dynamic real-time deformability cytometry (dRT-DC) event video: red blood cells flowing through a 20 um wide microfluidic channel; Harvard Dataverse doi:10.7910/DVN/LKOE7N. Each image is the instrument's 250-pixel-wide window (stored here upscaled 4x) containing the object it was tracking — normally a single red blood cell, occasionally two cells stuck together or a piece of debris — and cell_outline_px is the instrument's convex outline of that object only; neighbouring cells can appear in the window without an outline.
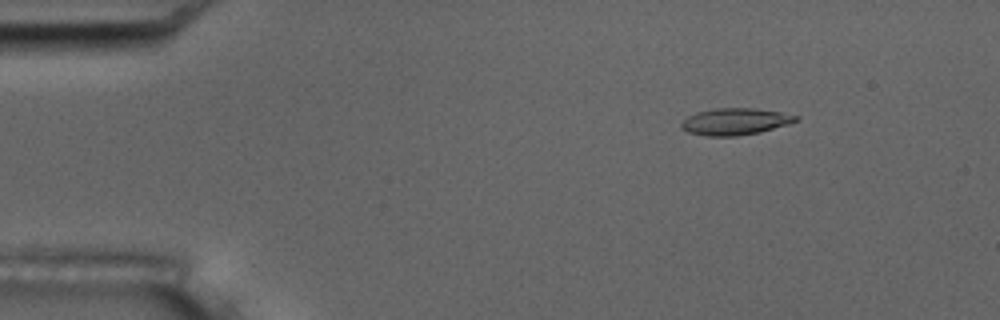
{"species": "common noctule bat (a hibernating species)", "species_latin": "Nyctalus noctula", "temperature_condition": "room temperature", "stored_images_in_passage": 55, "camera_frame_rate_fps": 3000, "um_per_image_px": 0.085, "animal": {"sex": "male", "body_mass_g": 17.5, "forearm_length_mm": 52.3}, "frame": {"image": 1, "passage_image": 8, "time_ms": 2.333, "image_size_px": [1000, 320], "cell_outline_px": [[800, 120], [788, 124], [760, 132], [736, 136], [708, 136], [688, 132], [680, 128], [680, 124], [688, 116], [696, 112], [716, 108], [752, 108], [780, 112], [800, 116]], "centroid_in_image_um": [62.49, 10.33], "position_along_channel_um": 22.5, "area_um2": 17.86}}
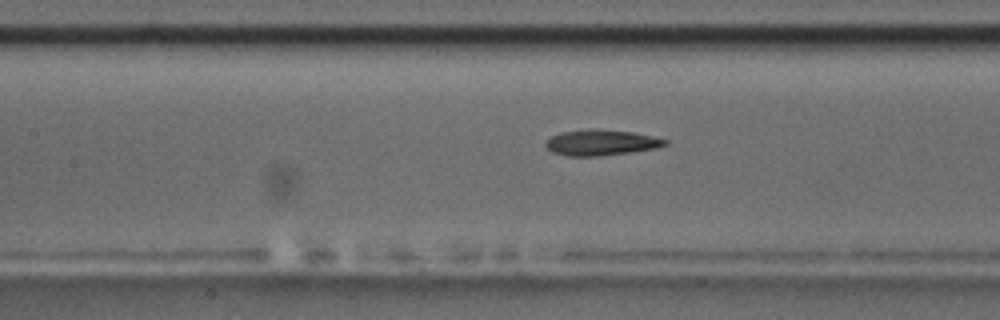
{"frame": {"image": 2, "passage_image": 25, "time_ms": 8.0, "image_size_px": [1000, 320], "cell_outline_px": [[668, 144], [656, 148], [632, 152], [600, 156], [568, 156], [552, 152], [544, 144], [544, 140], [560, 132], [588, 128], [596, 128], [632, 132], [652, 136], [668, 140]], "centroid_in_image_um": [51.06, 12.11], "position_along_channel_um": 156.3, "area_um2": 18.15}}
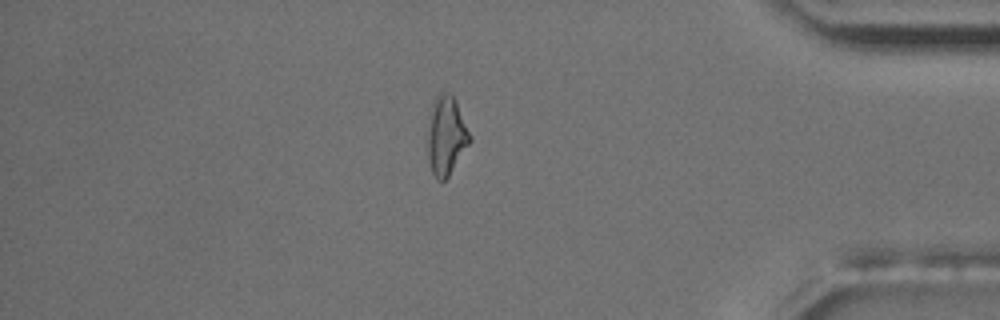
{"frame": {"image": 3, "passage_image": 47, "time_ms": 15.333, "image_size_px": [1000, 320], "cell_outline_px": [[472, 140], [448, 176], [444, 180], [436, 180], [432, 172], [428, 160], [428, 116], [432, 100], [436, 92], [448, 92], [456, 100], [472, 136]], "centroid_in_image_um": [37.92, 11.47], "position_along_channel_um": 397.3, "area_um2": 19.77}, "authors_computed_cell_mechanics": {"area_um2": 17.918, "velocity_mm_per_s": 3.7222, "shape_relaxation_time_tau1_ms": 4.2244, "shape_relaxation_time_tau2_ms": 4.3321, "deformation_change_tau1": 0.1917, "deformation_change_tau2": 0.1439}}